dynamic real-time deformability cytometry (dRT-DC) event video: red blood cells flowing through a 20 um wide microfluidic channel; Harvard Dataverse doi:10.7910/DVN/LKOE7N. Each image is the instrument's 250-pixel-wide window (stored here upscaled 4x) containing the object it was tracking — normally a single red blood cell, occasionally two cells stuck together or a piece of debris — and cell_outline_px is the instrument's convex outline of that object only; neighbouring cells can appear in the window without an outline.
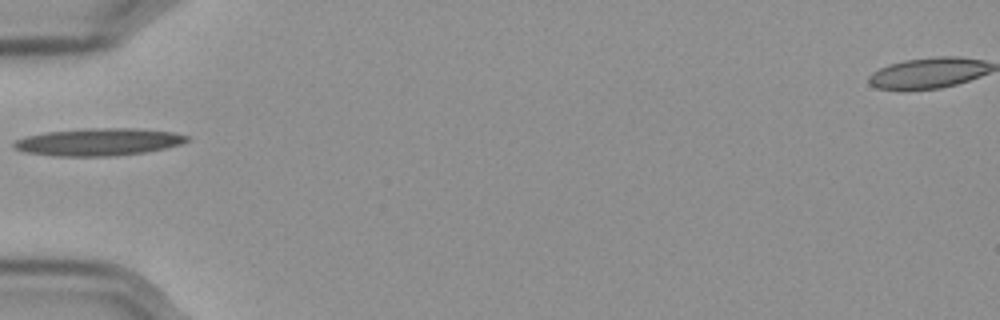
{"species": "Egyptian fruit bat (a non-hibernating species)", "species_latin": "Rousettus aegyptiacus", "temperature_condition": "cold", "stored_images_in_passage": 14, "camera_frame_rate_fps": 3000, "um_per_image_px": 0.085, "frame": {"image": 1, "passage_image": 1, "time_ms": 0.0, "image_size_px": [1000, 320], "cell_outline_px": [[188, 140], [180, 144], [164, 148], [144, 152], [112, 156], [56, 156], [24, 152], [16, 148], [12, 144], [16, 140], [24, 136], [44, 132], [84, 128], [136, 128], [172, 132], [188, 136]], "centroid_in_image_um": [8.33, 12.06], "position_along_channel_um": 76.7, "area_um2": 27.57}}
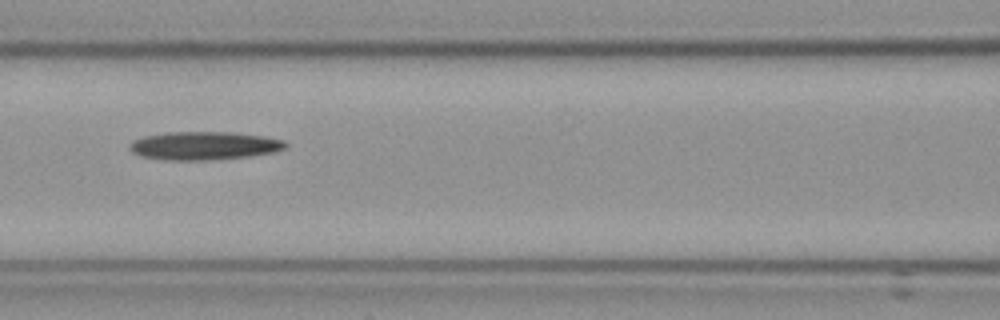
{"frame": {"image": 2, "passage_image": 7, "time_ms": 2.0, "image_size_px": [1000, 320], "cell_outline_px": [[288, 148], [276, 152], [248, 156], [204, 160], [164, 160], [140, 156], [132, 152], [128, 148], [128, 144], [132, 140], [144, 136], [168, 132], [228, 132], [264, 136], [284, 140], [288, 144]], "centroid_in_image_um": [17.34, 12.38], "position_along_channel_um": 149.3, "area_um2": 25.84}}